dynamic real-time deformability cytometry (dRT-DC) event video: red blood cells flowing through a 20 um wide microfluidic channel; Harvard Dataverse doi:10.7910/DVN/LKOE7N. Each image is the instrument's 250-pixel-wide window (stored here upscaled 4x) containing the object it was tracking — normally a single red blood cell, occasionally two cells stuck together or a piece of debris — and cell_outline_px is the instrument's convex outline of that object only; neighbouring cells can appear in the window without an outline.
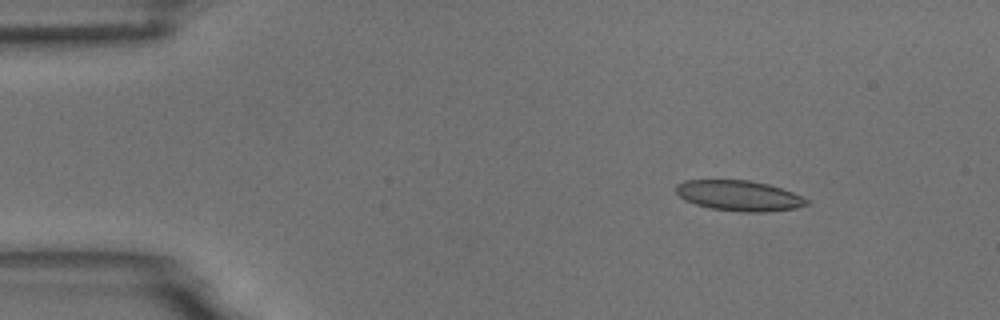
{"species": "common noctule bat (a hibernating species)", "species_latin": "Nyctalus noctula", "temperature_condition": "room temperature", "stored_images_in_passage": 4, "camera_frame_rate_fps": 3000, "um_per_image_px": 0.085, "animal": {"sex": "male", "body_mass_g": 18.8}, "frame": {"image": 1, "passage_image": 2, "time_ms": 2.0, "image_size_px": [1000, 320], "cell_outline_px": [[812, 204], [796, 208], [764, 212], [740, 212], [712, 208], [696, 204], [684, 200], [676, 192], [676, 184], [684, 180], [748, 180], [768, 184], [792, 192], [812, 200]], "centroid_in_image_um": [62.86, 16.63], "position_along_channel_um": 22.1, "area_um2": 23.29}}